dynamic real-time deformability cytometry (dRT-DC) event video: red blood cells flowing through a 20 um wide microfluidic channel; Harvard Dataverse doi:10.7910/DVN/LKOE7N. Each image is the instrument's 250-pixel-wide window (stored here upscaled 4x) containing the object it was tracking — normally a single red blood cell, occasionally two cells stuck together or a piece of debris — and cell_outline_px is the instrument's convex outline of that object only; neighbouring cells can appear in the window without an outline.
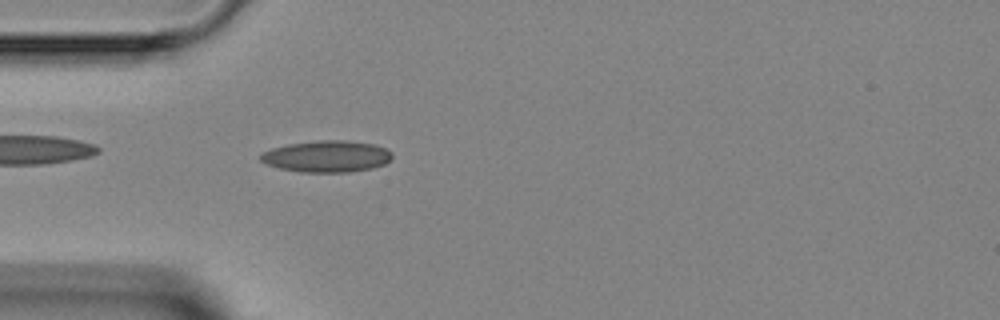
{"species": "Egyptian fruit bat (a non-hibernating species)", "species_latin": "Rousettus aegyptiacus", "temperature_condition": "room temperature", "stored_images_in_passage": 5, "segment_of_instrument_passage": [1, 2], "camera_frame_rate_fps": 3000, "um_per_image_px": 0.085, "animal": {"sex": "female"}, "frame": {"image": 1, "passage_image": 4, "time_ms": 3.333, "image_size_px": [1000, 320], "cell_outline_px": [[392, 156], [384, 164], [372, 168], [348, 172], [300, 172], [280, 168], [268, 164], [260, 160], [260, 156], [264, 152], [272, 148], [288, 144], [316, 140], [344, 140], [376, 144], [392, 152]], "centroid_in_image_um": [27.79, 13.28], "position_along_channel_um": 57.2, "area_um2": 24.1}}